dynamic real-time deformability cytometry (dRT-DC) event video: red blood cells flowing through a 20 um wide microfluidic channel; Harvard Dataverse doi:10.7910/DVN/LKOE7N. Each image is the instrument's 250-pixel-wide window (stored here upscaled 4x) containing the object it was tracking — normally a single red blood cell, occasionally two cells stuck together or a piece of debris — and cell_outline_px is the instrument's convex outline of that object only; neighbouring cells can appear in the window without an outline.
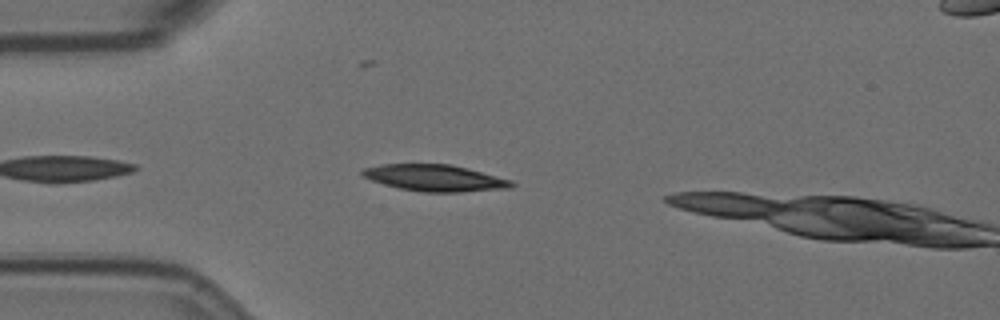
{"species": "Egyptian fruit bat (a non-hibernating species)", "species_latin": "Rousettus aegyptiacus", "temperature_condition": "room temperature", "stored_images_in_passage": 7, "camera_frame_rate_fps": 3000, "um_per_image_px": 0.085, "animal": {"sex": "female"}, "frame": {"image": 1, "passage_image": 5, "time_ms": 1.333, "image_size_px": [1000, 320], "cell_outline_px": [[516, 184], [512, 188], [460, 192], [424, 192], [400, 188], [384, 184], [372, 180], [364, 176], [360, 172], [364, 168], [380, 164], [452, 164], [468, 168], [512, 180]], "centroid_in_image_um": [37.01, 15.12], "position_along_channel_um": 48.0, "area_um2": 23.06}}